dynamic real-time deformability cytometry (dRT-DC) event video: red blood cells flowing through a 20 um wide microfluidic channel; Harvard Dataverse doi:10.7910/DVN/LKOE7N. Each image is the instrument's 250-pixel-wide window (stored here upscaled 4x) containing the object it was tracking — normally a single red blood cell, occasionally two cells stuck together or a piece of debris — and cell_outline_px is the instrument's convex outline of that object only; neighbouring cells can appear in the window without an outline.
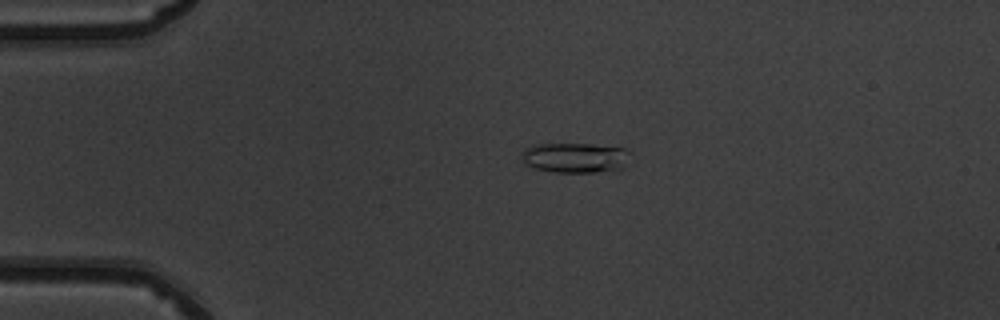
{"species": "common noctule bat (a hibernating species)", "species_latin": "Nyctalus noctula", "temperature_condition": "warm", "stored_images_in_passage": 41, "camera_frame_rate_fps": 3000, "um_per_image_px": 0.085, "animal": {"sex": "male", "body_mass_g": 19.5, "forearm_length_mm": 54.6}, "frame": {"image": 1, "passage_image": 2, "time_ms": 0.333, "image_size_px": [1000, 320], "cell_outline_px": [[628, 152], [624, 168], [592, 172], [552, 172], [536, 168], [524, 164], [524, 152], [532, 144], [592, 144], [624, 148]], "centroid_in_image_um": [48.88, 13.4], "position_along_channel_um": 36.1, "area_um2": 18.61}}
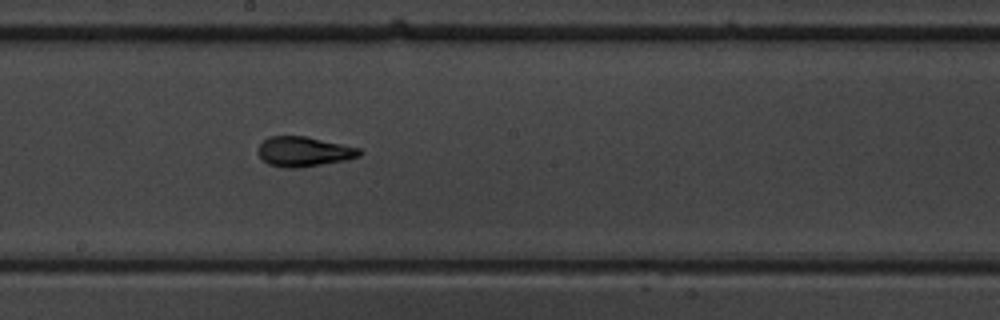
{"frame": {"image": 2, "passage_image": 19, "time_ms": 6.0, "image_size_px": [1000, 320], "cell_outline_px": [[364, 152], [360, 156], [348, 160], [300, 168], [284, 168], [268, 164], [256, 152], [256, 148], [268, 136], [304, 136], [360, 148]], "centroid_in_image_um": [25.83, 12.9], "position_along_channel_um": 222.4, "area_um2": 17.86}}
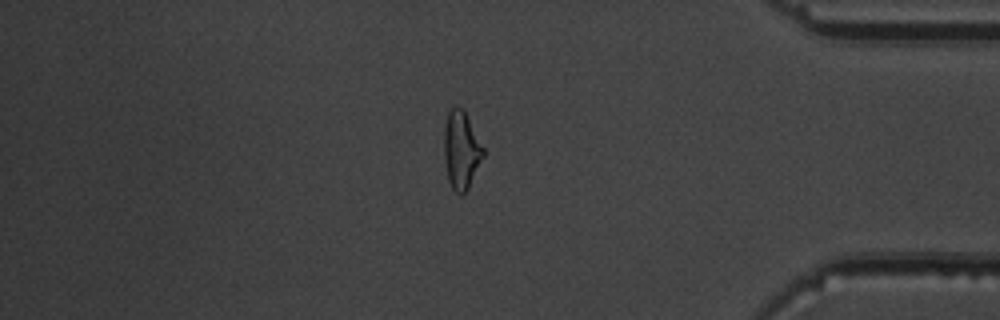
{"frame": {"image": 3, "passage_image": 34, "time_ms": 11.0, "image_size_px": [1000, 320], "cell_outline_px": [[484, 156], [468, 188], [460, 196], [452, 188], [448, 180], [444, 156], [444, 128], [448, 112], [456, 104], [464, 108], [484, 148]], "centroid_in_image_um": [39.21, 12.71], "position_along_channel_um": 396.0, "area_um2": 17.92}, "authors_computed_cell_mechanics": {"area_um2": 17.051, "velocity_mm_per_s": 4.017, "shape_relaxation_time_tau1_ms": 3.5298, "shape_relaxation_time_tau2_ms": 1.4592, "deformation_change_tau1": 0.2034, "deformation_change_tau2": 0.107}}